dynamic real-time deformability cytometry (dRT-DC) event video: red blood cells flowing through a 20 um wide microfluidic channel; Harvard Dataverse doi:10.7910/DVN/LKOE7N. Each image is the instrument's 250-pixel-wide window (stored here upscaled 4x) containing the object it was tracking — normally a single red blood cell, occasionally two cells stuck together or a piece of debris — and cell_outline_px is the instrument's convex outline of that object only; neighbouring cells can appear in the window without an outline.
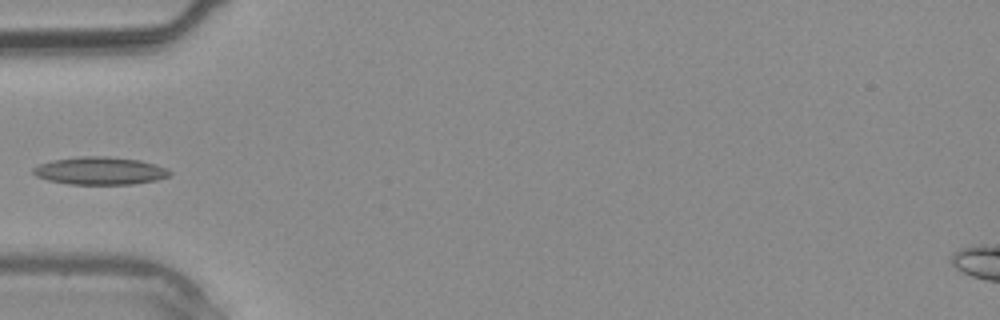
{"species": "common noctule bat (a hibernating species)", "species_latin": "Nyctalus noctula", "temperature_condition": "warm", "stored_images_in_passage": 4, "camera_frame_rate_fps": 3000, "um_per_image_px": 0.085, "animal": {"sex": "male", "body_mass_g": 20.4}, "frame": {"image": 1, "passage_image": 4, "time_ms": 3.333, "image_size_px": [1000, 320], "cell_outline_px": [[172, 172], [168, 176], [156, 180], [132, 184], [68, 184], [48, 180], [36, 176], [32, 172], [32, 168], [40, 164], [52, 160], [80, 156], [104, 156], [140, 160], [156, 164], [168, 168]], "centroid_in_image_um": [8.5, 14.51], "position_along_channel_um": 76.5, "area_um2": 22.08}}